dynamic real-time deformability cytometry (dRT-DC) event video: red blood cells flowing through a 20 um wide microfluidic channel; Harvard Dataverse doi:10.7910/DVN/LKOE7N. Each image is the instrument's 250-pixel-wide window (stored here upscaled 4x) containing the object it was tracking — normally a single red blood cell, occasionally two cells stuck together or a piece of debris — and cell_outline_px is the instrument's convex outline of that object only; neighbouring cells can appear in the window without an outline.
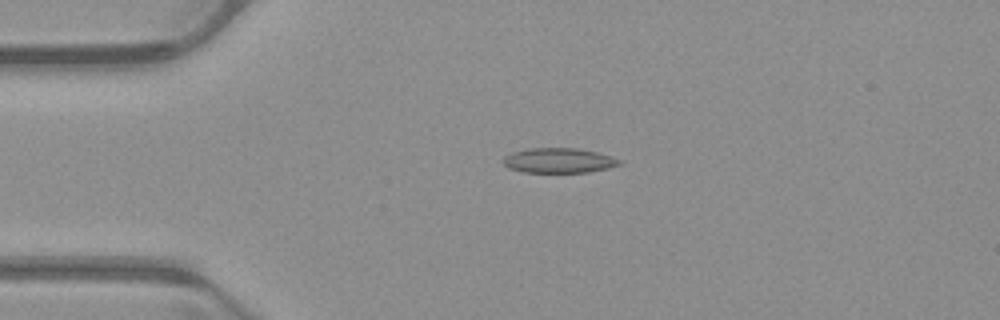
{"species": "common noctule bat (a hibernating species)", "species_latin": "Nyctalus noctula", "temperature_condition": "warm", "stored_images_in_passage": 43, "camera_frame_rate_fps": 3000, "um_per_image_px": 0.085, "animal": {"sex": "male", "body_mass_g": 23.1, "forearm_length_mm": 52.7}, "frame": {"image": 1, "passage_image": 3, "time_ms": 0.667, "image_size_px": [1000, 320], "cell_outline_px": [[624, 164], [608, 168], [588, 172], [524, 172], [508, 168], [504, 164], [504, 156], [512, 152], [528, 148], [580, 148], [612, 156], [624, 160]], "centroid_in_image_um": [47.56, 13.63], "position_along_channel_um": 37.4, "area_um2": 17.05}}
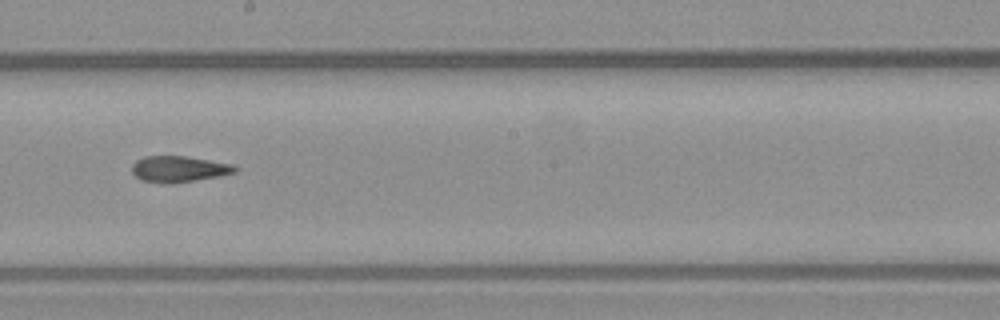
{"frame": {"image": 2, "passage_image": 20, "time_ms": 6.333, "image_size_px": [1000, 320], "cell_outline_px": [[240, 168], [236, 172], [220, 176], [172, 184], [168, 184], [140, 180], [132, 172], [132, 164], [136, 160], [144, 156], [184, 156], [232, 164]], "centroid_in_image_um": [15.2, 14.37], "position_along_channel_um": 233.0, "area_um2": 15.78}}
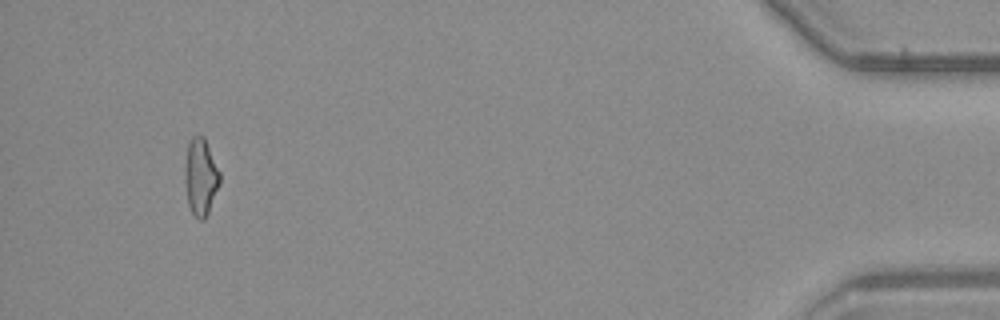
{"frame": {"image": 3, "passage_image": 40, "time_ms": 13.0, "image_size_px": [1000, 320], "cell_outline_px": [[220, 184], [208, 212], [204, 220], [200, 220], [192, 212], [188, 204], [184, 180], [184, 164], [188, 144], [192, 136], [204, 136], [220, 172]], "centroid_in_image_um": [17.05, 15.02], "position_along_channel_um": 418.2, "area_um2": 15.72}, "authors_computed_cell_mechanics": {"area_um2": 16.0684, "velocity_mm_per_s": 3.9759, "shape_relaxation_time_tau1_ms": null, "shape_relaxation_time_tau2_ms": 4.341, "deformation_change_tau1": null, "deformation_change_tau2": 0.1358}}